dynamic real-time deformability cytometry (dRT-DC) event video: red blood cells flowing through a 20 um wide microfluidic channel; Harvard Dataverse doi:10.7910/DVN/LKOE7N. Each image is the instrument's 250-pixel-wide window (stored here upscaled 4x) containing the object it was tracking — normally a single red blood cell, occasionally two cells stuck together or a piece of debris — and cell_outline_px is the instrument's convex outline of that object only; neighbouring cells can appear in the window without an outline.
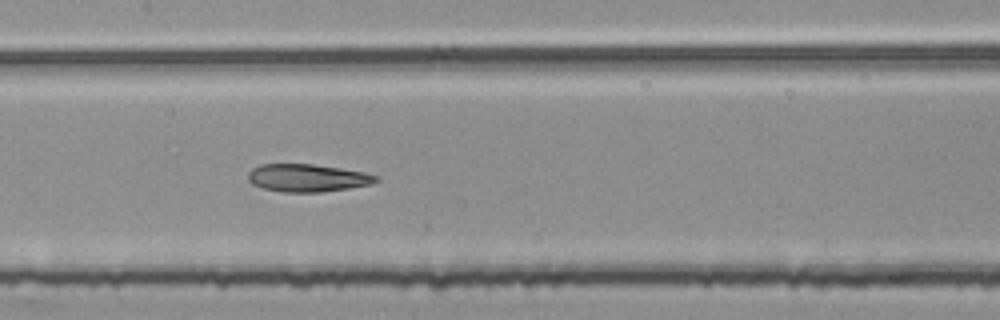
{"species": "common noctule bat (a hibernating species)", "species_latin": "Nyctalus noctula", "temperature_condition": "room temperature", "stored_images_in_passage": 53, "segment_of_instrument_passage": [2, 2], "camera_frame_rate_fps": 3000, "um_per_image_px": 0.085, "animal": {"sex": "female", "body_mass_g": 25.1}, "frame": {"image": 1, "passage_image": 26, "time_ms": 8.333, "image_size_px": [1000, 320], "cell_outline_px": [[380, 180], [372, 184], [348, 188], [320, 192], [284, 192], [264, 188], [252, 184], [248, 180], [248, 172], [252, 168], [260, 164], [312, 164], [340, 168], [364, 172], [380, 176]], "centroid_in_image_um": [26.15, 15.12], "position_along_channel_um": 181.3, "area_um2": 20.69}}
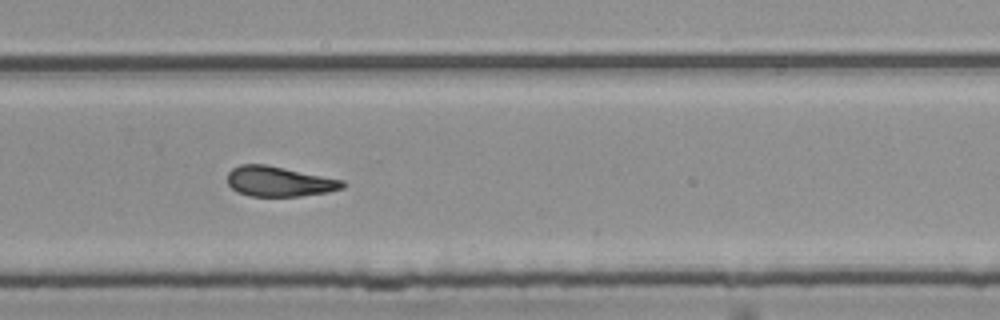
{"frame": {"image": 2, "passage_image": 36, "time_ms": 11.667, "image_size_px": [1000, 320], "cell_outline_px": [[344, 188], [328, 192], [300, 196], [248, 196], [236, 192], [228, 184], [228, 172], [232, 168], [240, 164], [264, 164], [344, 180]], "centroid_in_image_um": [23.7, 15.43], "position_along_channel_um": 306.1, "area_um2": 20.17}}
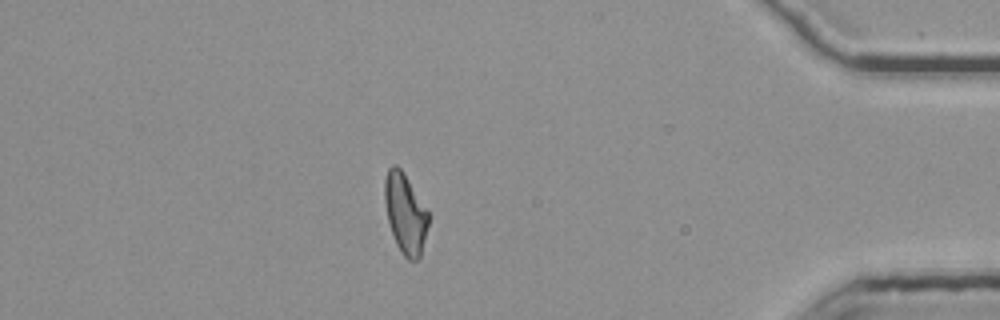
{"frame": {"image": 3, "passage_image": 47, "time_ms": 15.333, "image_size_px": [1000, 320], "cell_outline_px": [[428, 224], [420, 256], [416, 260], [408, 260], [400, 252], [396, 244], [388, 220], [384, 200], [384, 180], [388, 168], [392, 164], [396, 164], [404, 172], [428, 212]], "centroid_in_image_um": [34.42, 18.12], "position_along_channel_um": 400.8, "area_um2": 20.23}}